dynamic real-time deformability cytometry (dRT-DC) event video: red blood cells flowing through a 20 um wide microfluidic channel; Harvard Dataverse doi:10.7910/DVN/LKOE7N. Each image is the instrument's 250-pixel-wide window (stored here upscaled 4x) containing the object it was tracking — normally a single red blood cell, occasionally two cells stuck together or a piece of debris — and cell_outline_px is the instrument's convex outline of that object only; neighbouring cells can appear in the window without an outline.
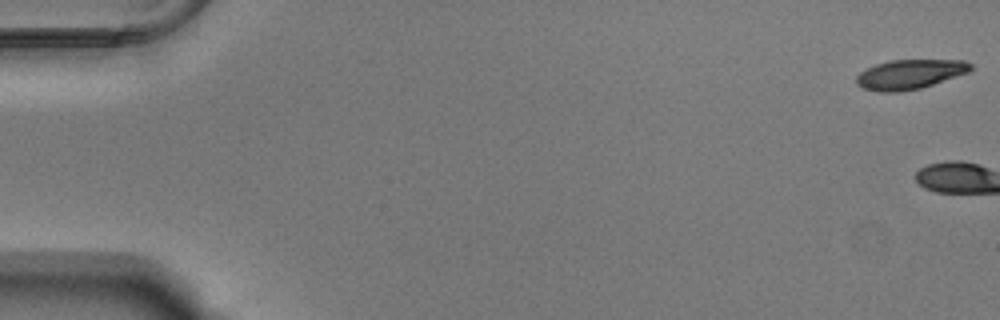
{"species": "Egyptian fruit bat (a non-hibernating species)", "species_latin": "Rousettus aegyptiacus", "temperature_condition": "warm", "stored_images_in_passage": 3, "camera_frame_rate_fps": 3000, "um_per_image_px": 0.085, "animal": {"sex": "male"}, "frame": {"image": 1, "passage_image": 1, "time_ms": 0.0, "image_size_px": [1000, 320], "cell_outline_px": [[972, 68], [968, 72], [920, 88], [900, 92], [876, 92], [864, 88], [856, 84], [856, 76], [860, 72], [876, 64], [888, 60], [964, 60], [972, 64]], "centroid_in_image_um": [77.3, 6.31], "position_along_channel_um": 7.7, "area_um2": 19.59}}